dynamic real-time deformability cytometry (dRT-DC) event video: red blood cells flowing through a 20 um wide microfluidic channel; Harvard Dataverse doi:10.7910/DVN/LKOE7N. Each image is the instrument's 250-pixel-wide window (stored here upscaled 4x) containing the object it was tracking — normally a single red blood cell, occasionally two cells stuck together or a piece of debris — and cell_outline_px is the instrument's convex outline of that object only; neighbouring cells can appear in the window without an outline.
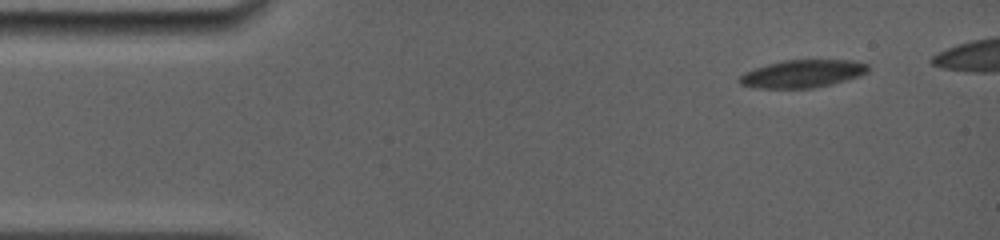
{"species": "common noctule bat (a hibernating species)", "species_latin": "Nyctalus noctula", "temperature_condition": "room temperature", "stored_images_in_passage": 26, "camera_frame_rate_fps": 5000, "um_per_image_px": 0.085, "animal": {"sex": "female", "body_mass_g": 19.0, "forearm_length_mm": 56.7}, "frame": {"image": 1, "passage_image": 2, "time_ms": 1.0, "image_size_px": [1000, 240], "cell_outline_px": [[868, 72], [860, 76], [832, 84], [812, 88], [760, 88], [740, 84], [736, 80], [740, 76], [756, 68], [768, 64], [784, 60], [852, 60], [868, 64]], "centroid_in_image_um": [68.25, 6.27], "position_along_channel_um": 16.8, "area_um2": 20.63}}
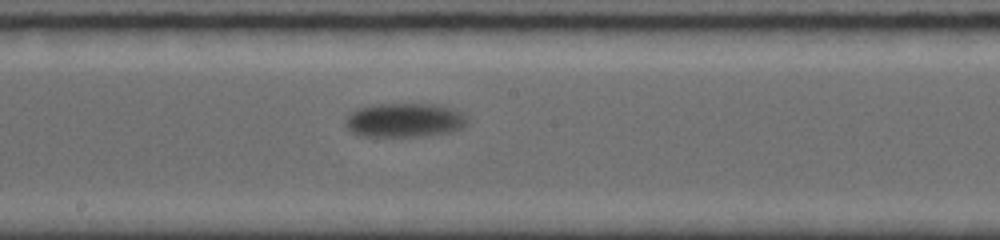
{"frame": {"image": 2, "passage_image": 14, "time_ms": 9.0, "image_size_px": [1000, 240], "cell_outline_px": [[468, 120], [460, 128], [452, 132], [428, 136], [364, 136], [352, 132], [344, 124], [344, 120], [352, 112], [360, 108], [380, 104], [436, 104], [452, 108], [464, 112]], "centroid_in_image_um": [34.43, 10.22], "position_along_channel_um": 213.8, "area_um2": 24.22}}
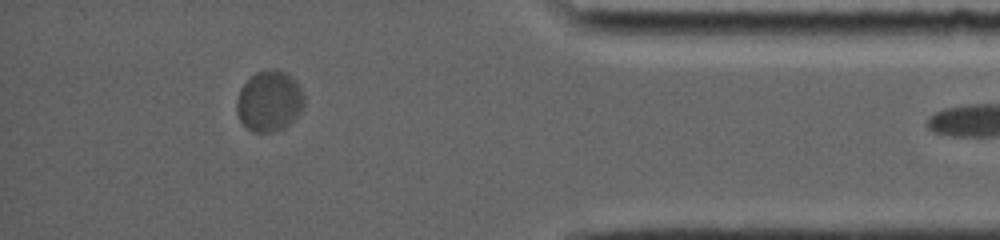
{"frame": {"image": 3, "passage_image": 25, "time_ms": 15.2, "image_size_px": [1000, 240], "cell_outline_px": [[304, 104], [300, 112], [284, 128], [276, 132], [252, 132], [240, 120], [236, 112], [236, 100], [240, 88], [256, 72], [268, 68], [276, 68], [284, 72], [296, 80], [304, 96]], "centroid_in_image_um": [22.88, 8.59], "position_along_channel_um": 412.3, "area_um2": 23.99}}